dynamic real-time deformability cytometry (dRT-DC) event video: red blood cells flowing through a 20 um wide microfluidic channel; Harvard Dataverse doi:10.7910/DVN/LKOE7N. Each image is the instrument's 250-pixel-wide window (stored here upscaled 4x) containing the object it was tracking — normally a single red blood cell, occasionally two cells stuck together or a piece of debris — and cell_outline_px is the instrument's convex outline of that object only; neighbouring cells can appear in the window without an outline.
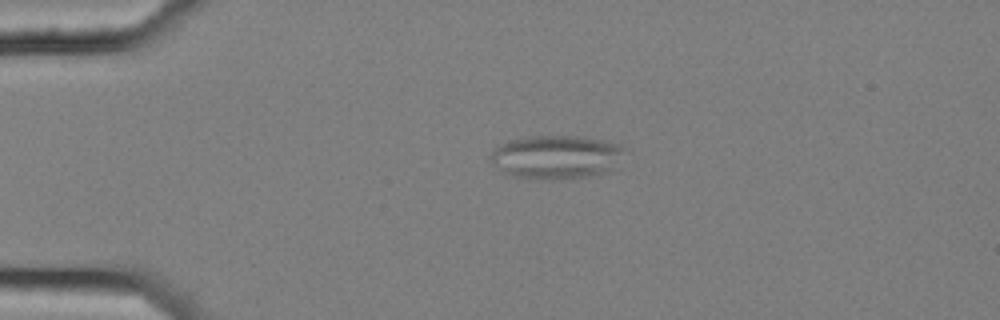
{"species": "common noctule bat (a hibernating species)", "species_latin": "Nyctalus noctula", "temperature_condition": "cold", "stored_images_in_passage": 3, "camera_frame_rate_fps": 3000, "um_per_image_px": 0.085, "animal": {"sex": "female", "body_mass_g": 25.1}, "frame": {"image": 1, "passage_image": 2, "time_ms": 0.333, "image_size_px": [1000, 320], "cell_outline_px": [[624, 148], [616, 168], [608, 172], [588, 176], [552, 180], [528, 180], [512, 176], [504, 172], [492, 164], [488, 160], [488, 156], [496, 144], [508, 140], [528, 136], [584, 136], [604, 140], [620, 144]], "centroid_in_image_um": [47.21, 13.35], "position_along_channel_um": 37.8, "area_um2": 34.97}}